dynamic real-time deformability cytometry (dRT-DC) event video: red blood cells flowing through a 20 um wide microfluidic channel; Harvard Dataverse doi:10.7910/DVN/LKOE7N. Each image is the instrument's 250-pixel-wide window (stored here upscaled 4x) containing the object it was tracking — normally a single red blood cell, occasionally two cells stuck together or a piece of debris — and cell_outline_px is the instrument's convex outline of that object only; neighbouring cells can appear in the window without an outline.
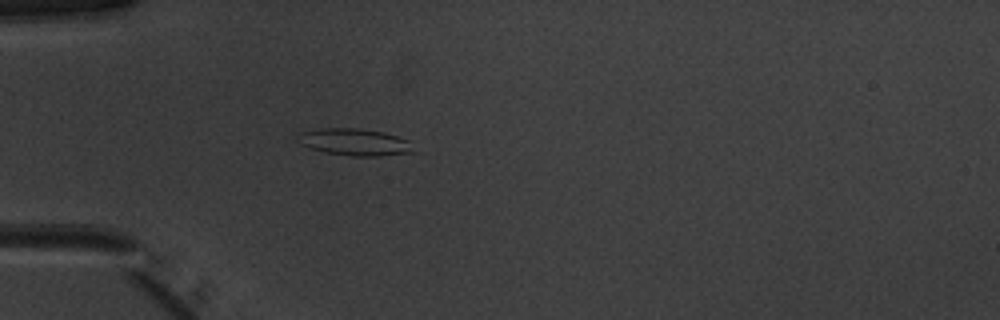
{"species": "common noctule bat (a hibernating species)", "species_latin": "Nyctalus noctula", "temperature_condition": "warm", "stored_images_in_passage": 38, "camera_frame_rate_fps": 3000, "um_per_image_px": 0.085, "animal": {"sex": "male", "body_mass_g": 20.1, "forearm_length_mm": 53.5}, "frame": {"image": 1, "passage_image": 3, "time_ms": 0.667, "image_size_px": [1000, 320], "cell_outline_px": [[412, 152], [380, 156], [352, 156], [324, 152], [300, 144], [296, 140], [296, 136], [300, 132], [320, 128], [360, 128], [384, 132], [408, 140]], "centroid_in_image_um": [30.07, 12.06], "position_along_channel_um": 54.9, "area_um2": 18.09}}
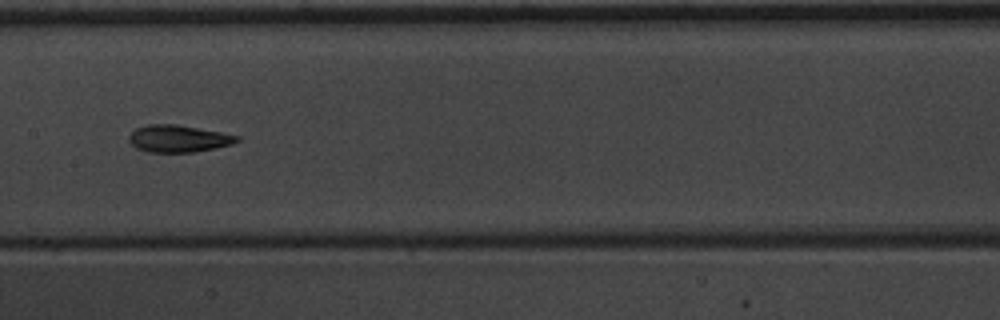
{"frame": {"image": 2, "passage_image": 14, "time_ms": 4.333, "image_size_px": [1000, 320], "cell_outline_px": [[240, 140], [232, 144], [216, 148], [192, 152], [148, 152], [136, 148], [128, 140], [128, 136], [136, 128], [148, 124], [176, 124], [220, 132], [240, 136]], "centroid_in_image_um": [15.15, 11.78], "position_along_channel_um": 192.2, "area_um2": 17.05}}
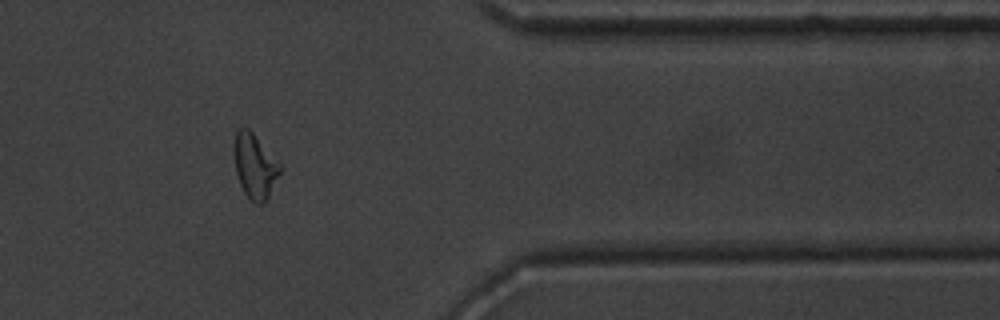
{"frame": {"image": 3, "passage_image": 30, "time_ms": 9.667, "image_size_px": [1000, 320], "cell_outline_px": [[284, 168], [268, 200], [264, 204], [256, 204], [244, 192], [240, 184], [236, 172], [232, 152], [232, 148], [236, 132], [240, 128], [248, 128], [284, 164]], "centroid_in_image_um": [21.72, 14.12], "position_along_channel_um": 389.7, "area_um2": 18.15}, "authors_computed_cell_mechanics": {"area_um2": 17.1377, "velocity_mm_per_s": 4.0, "shape_relaxation_time_tau1_ms": 8.4536, "shape_relaxation_time_tau2_ms": 2.5145, "deformation_change_tau1": 0.234, "deformation_change_tau2": 0.1116}}